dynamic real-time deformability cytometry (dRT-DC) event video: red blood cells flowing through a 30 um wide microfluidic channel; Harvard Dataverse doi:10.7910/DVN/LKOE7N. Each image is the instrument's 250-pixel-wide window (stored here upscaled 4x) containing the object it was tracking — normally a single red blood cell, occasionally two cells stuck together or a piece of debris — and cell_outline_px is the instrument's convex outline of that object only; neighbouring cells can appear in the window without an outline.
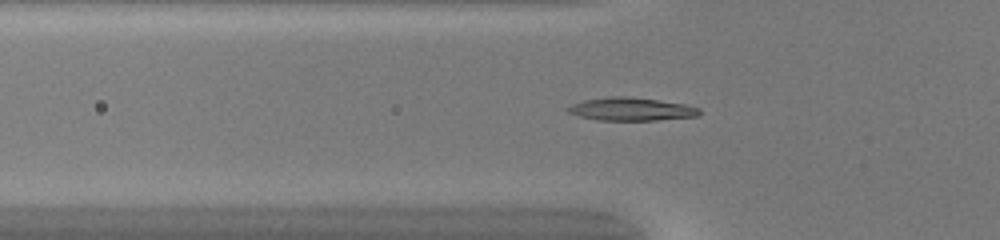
{"species": "common noctule bat (a hibernating species)", "species_latin": "Nyctalus noctula", "temperature_condition": "warm", "stored_images_in_passage": 50, "camera_frame_rate_fps": 3000, "um_per_image_px": 0.085, "animal": {"sex": "female", "body_mass_g": 20.0, "forearm_length_mm": 54.0}, "frame": {"image": 1, "passage_image": 18, "time_ms": 5.667, "image_size_px": [1000, 240], "cell_outline_px": [[700, 116], [656, 120], [596, 120], [580, 116], [568, 112], [564, 108], [572, 104], [584, 100], [612, 96], [624, 96], [656, 100], [684, 104], [700, 108]], "centroid_in_image_um": [53.64, 9.28], "position_along_channel_um": 72.2, "area_um2": 17.57}}
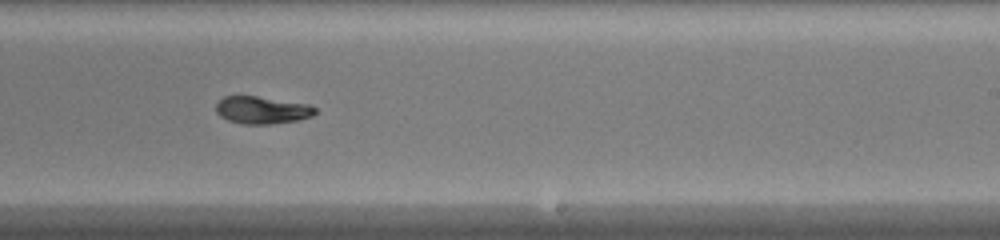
{"frame": {"image": 2, "passage_image": 32, "time_ms": 10.333, "image_size_px": [1000, 240], "cell_outline_px": [[316, 112], [312, 116], [300, 120], [272, 124], [244, 124], [228, 120], [220, 116], [216, 112], [216, 104], [224, 96], [256, 96], [308, 104], [316, 108]], "centroid_in_image_um": [22.28, 9.36], "position_along_channel_um": 266.7, "area_um2": 15.84}}
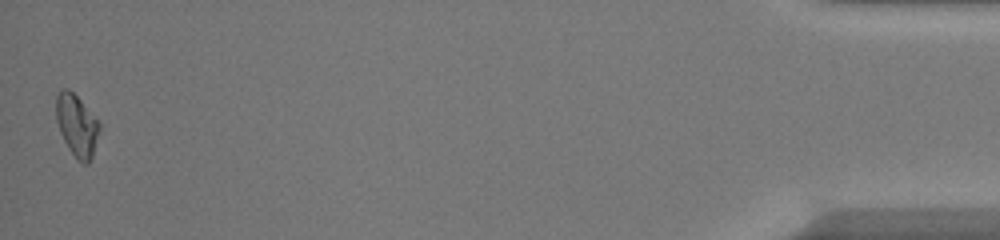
{"frame": {"image": 3, "passage_image": 50, "time_ms": 16.333, "image_size_px": [1000, 240], "cell_outline_px": [[100, 128], [92, 156], [88, 164], [84, 164], [76, 160], [68, 148], [60, 132], [56, 120], [56, 96], [64, 88], [68, 88], [80, 100], [100, 124]], "centroid_in_image_um": [6.51, 10.69], "position_along_channel_um": 428.7, "area_um2": 15.37}, "authors_computed_cell_mechanics": {"area_um2": 16.1262, "velocity_mm_per_s": 4.1785, "shape_relaxation_time_tau1_ms": 8.4137, "shape_relaxation_time_tau2_ms": null, "deformation_change_tau1": 0.254, "deformation_change_tau2": null}}